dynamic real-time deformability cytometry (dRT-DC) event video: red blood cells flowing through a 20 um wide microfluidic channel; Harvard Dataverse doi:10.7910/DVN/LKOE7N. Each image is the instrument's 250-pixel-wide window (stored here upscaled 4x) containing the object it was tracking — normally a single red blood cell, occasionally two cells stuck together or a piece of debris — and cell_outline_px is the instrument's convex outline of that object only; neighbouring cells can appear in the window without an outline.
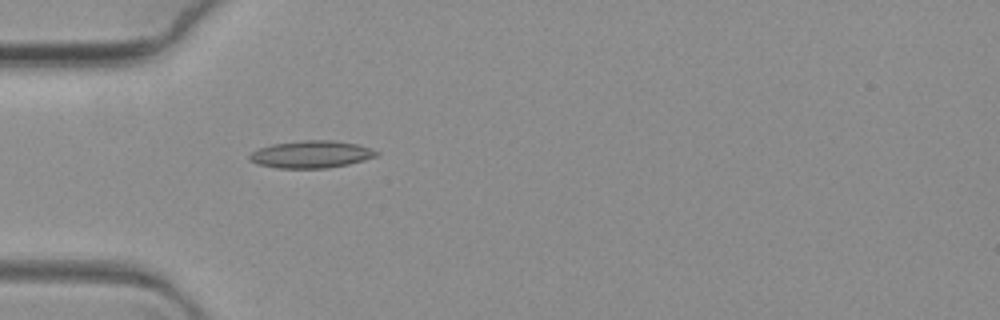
{"species": "common noctule bat (a hibernating species)", "species_latin": "Nyctalus noctula", "temperature_condition": "warm", "stored_images_in_passage": 6, "camera_frame_rate_fps": 3000, "um_per_image_px": 0.085, "animal": {"sex": "female", "body_mass_g": 19.3, "forearm_length_mm": 54.1}, "frame": {"image": 1, "passage_image": 6, "time_ms": 1.667, "image_size_px": [1000, 320], "cell_outline_px": [[380, 152], [376, 156], [364, 160], [348, 164], [328, 168], [276, 168], [256, 164], [248, 160], [248, 156], [252, 152], [260, 148], [272, 144], [304, 140], [332, 140], [356, 144]], "centroid_in_image_um": [26.41, 13.12], "position_along_channel_um": 58.6, "area_um2": 20.11}}